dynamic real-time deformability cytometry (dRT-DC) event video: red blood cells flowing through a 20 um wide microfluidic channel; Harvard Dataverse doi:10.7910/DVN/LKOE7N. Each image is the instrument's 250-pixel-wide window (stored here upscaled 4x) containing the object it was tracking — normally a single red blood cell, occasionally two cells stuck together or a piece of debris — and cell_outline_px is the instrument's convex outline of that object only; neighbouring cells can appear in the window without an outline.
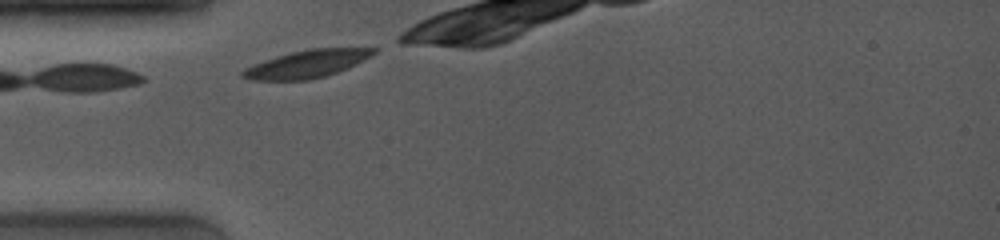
{"species": "common noctule bat (a hibernating species)", "species_latin": "Nyctalus noctula", "temperature_condition": "room temperature", "stored_images_in_passage": 32, "camera_frame_rate_fps": 4000, "um_per_image_px": 0.085, "animal": {"sex": "female", "body_mass_g": 19.0, "forearm_length_mm": 53.3}, "frame": {"image": 1, "passage_image": 1, "time_ms": 0.0, "image_size_px": [1000, 240], "cell_outline_px": [[376, 52], [364, 60], [348, 68], [312, 80], [252, 80], [240, 76], [240, 72], [244, 68], [264, 60], [276, 56], [292, 52], [312, 48], [376, 48]], "centroid_in_image_um": [26.06, 5.44], "position_along_channel_um": 58.9, "area_um2": 20.98}, "authors_computed_cell_mechanics": {"area_um2": 21.6172, "velocity_mm_per_s": 3.865, "shape_relaxation_time_tau1_ms": 1.6302, "shape_relaxation_time_tau2_ms": 4.5518, "deformation_change_tau1": 0.0671, "deformation_change_tau2": 0.0412}}